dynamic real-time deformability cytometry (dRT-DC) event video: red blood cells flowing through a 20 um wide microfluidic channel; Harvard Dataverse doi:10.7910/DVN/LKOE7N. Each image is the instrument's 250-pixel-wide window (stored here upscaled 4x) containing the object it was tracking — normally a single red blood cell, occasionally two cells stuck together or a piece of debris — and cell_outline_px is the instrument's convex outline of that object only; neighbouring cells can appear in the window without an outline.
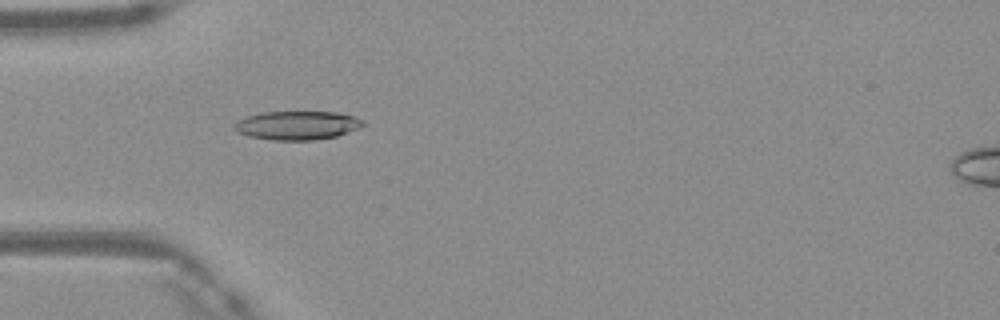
{"species": "Egyptian fruit bat (a non-hibernating species)", "species_latin": "Rousettus aegyptiacus", "temperature_condition": "warm", "stored_images_in_passage": 48, "camera_frame_rate_fps": 3000, "um_per_image_px": 0.085, "frame": {"image": 1, "passage_image": 15, "time_ms": 4.667, "image_size_px": [1000, 320], "cell_outline_px": [[364, 124], [360, 128], [336, 136], [312, 140], [272, 140], [248, 136], [236, 132], [232, 128], [232, 124], [236, 120], [248, 116], [264, 112], [336, 112], [356, 116], [364, 120]], "centroid_in_image_um": [25.24, 10.65], "position_along_channel_um": 59.8, "area_um2": 21.73}}
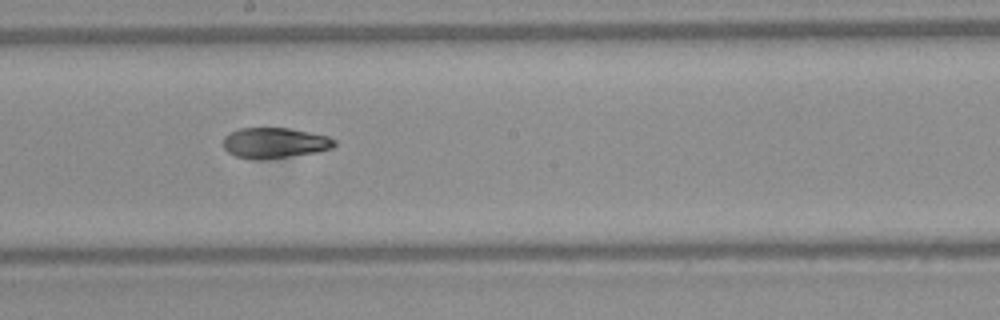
{"frame": {"image": 2, "passage_image": 27, "time_ms": 8.667, "image_size_px": [1000, 320], "cell_outline_px": [[336, 144], [332, 148], [316, 152], [268, 160], [256, 160], [236, 156], [228, 152], [224, 148], [224, 136], [240, 128], [288, 128], [328, 136], [336, 140]], "centroid_in_image_um": [23.35, 12.16], "position_along_channel_um": 224.8, "area_um2": 19.83}}
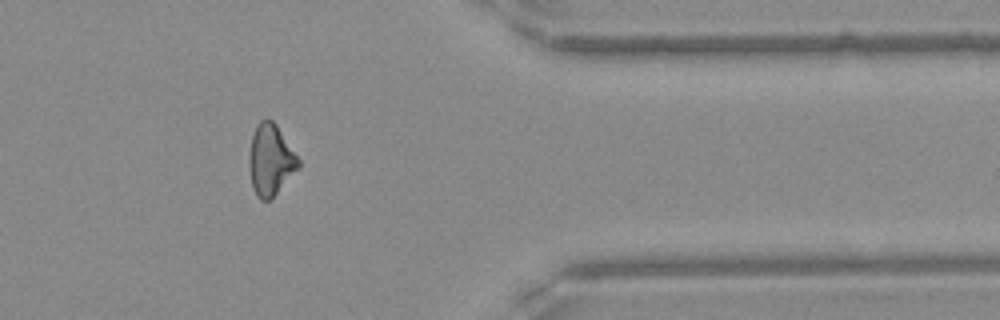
{"frame": {"image": 3, "passage_image": 40, "time_ms": 13.0, "image_size_px": [1000, 320], "cell_outline_px": [[300, 168], [268, 200], [260, 200], [256, 196], [252, 188], [248, 164], [248, 156], [252, 136], [256, 124], [260, 120], [272, 120], [276, 124], [300, 160]], "centroid_in_image_um": [22.98, 13.59], "position_along_channel_um": 388.4, "area_um2": 20.4}, "authors_computed_cell_mechanics": {"area_um2": 20.4901, "velocity_mm_per_s": 4.1827, "shape_relaxation_time_tau1_ms": null, "shape_relaxation_time_tau2_ms": 4.4345, "deformation_change_tau1": null, "deformation_change_tau2": 0.118}}